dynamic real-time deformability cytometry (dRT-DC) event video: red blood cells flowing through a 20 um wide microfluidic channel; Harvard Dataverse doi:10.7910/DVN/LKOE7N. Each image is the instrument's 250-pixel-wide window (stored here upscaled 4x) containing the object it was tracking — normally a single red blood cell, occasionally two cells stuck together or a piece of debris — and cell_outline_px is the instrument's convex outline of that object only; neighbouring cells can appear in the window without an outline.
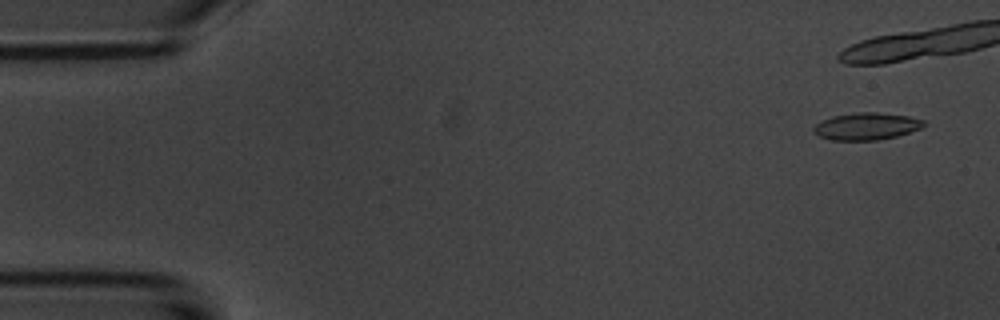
{"species": "common noctule bat (a hibernating species)", "species_latin": "Nyctalus noctula", "temperature_condition": "room temperature", "stored_images_in_passage": 5, "camera_frame_rate_fps": 3000, "um_per_image_px": 0.085, "animal": {"sex": "male", "body_mass_g": 20.1, "forearm_length_mm": 53.5}, "frame": {"image": 1, "passage_image": 1, "time_ms": 0.0, "image_size_px": [1000, 320], "cell_outline_px": [[924, 124], [920, 128], [896, 136], [876, 140], [832, 140], [820, 136], [812, 132], [812, 128], [816, 124], [832, 116], [856, 112], [876, 112], [908, 116], [924, 120]], "centroid_in_image_um": [73.61, 10.73], "position_along_channel_um": 11.4, "area_um2": 17.22}}